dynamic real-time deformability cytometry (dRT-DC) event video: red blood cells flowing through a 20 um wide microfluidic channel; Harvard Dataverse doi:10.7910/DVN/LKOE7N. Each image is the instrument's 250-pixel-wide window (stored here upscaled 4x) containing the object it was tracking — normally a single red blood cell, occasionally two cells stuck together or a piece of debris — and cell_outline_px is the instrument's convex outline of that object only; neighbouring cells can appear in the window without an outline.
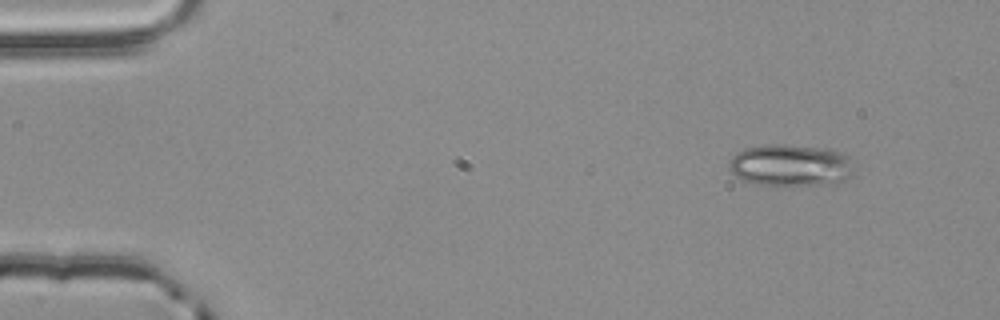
{"species": "common noctule bat (a hibernating species)", "species_latin": "Nyctalus noctula", "temperature_condition": "room temperature", "stored_images_in_passage": 3, "camera_frame_rate_fps": 3000, "um_per_image_px": 0.085, "animal": {"sex": "male", "body_mass_g": 20.4}, "frame": {"image": 1, "passage_image": 1, "time_ms": 0.0, "image_size_px": [1000, 320], "cell_outline_px": [[856, 172], [852, 176], [836, 184], [756, 184], [744, 180], [736, 176], [728, 168], [728, 160], [736, 152], [744, 148], [768, 144], [784, 144], [828, 148], [844, 152], [848, 156]], "centroid_in_image_um": [67.23, 14.02], "position_along_channel_um": 17.8, "area_um2": 30.87}}
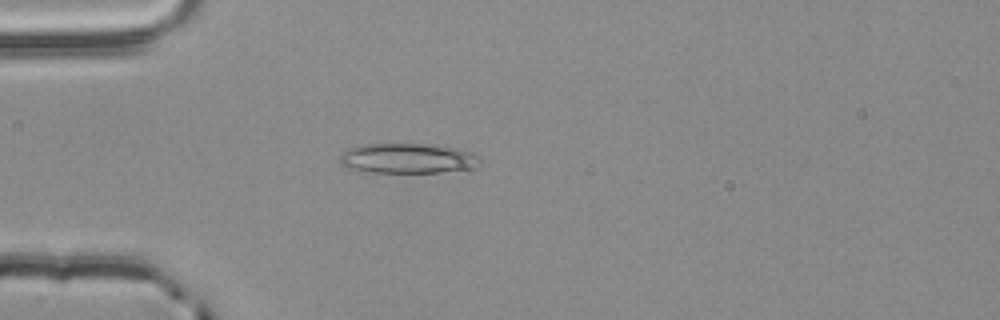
{"frame": {"image": 2, "passage_image": 3, "time_ms": 0.667, "image_size_px": [1000, 320], "cell_outline_px": [[480, 160], [476, 168], [440, 172], [356, 172], [344, 168], [340, 164], [340, 156], [344, 152], [352, 148], [364, 144], [424, 144], [460, 148], [472, 152], [480, 156]], "centroid_in_image_um": [34.65, 13.47], "position_along_channel_um": 50.3, "area_um2": 24.8}}